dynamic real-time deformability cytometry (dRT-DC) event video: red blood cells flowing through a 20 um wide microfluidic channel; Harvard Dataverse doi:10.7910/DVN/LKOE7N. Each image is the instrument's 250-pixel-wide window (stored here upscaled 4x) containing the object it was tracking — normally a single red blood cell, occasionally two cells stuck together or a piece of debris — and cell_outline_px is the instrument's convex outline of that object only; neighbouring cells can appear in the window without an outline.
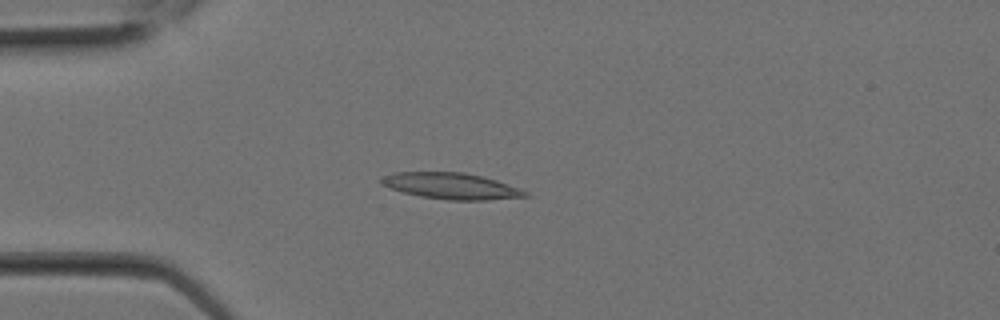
{"species": "Egyptian fruit bat (a non-hibernating species)", "species_latin": "Rousettus aegyptiacus", "temperature_condition": "room temperature", "stored_images_in_passage": 10, "camera_frame_rate_fps": 3000, "um_per_image_px": 0.085, "animal": {"sex": "female"}, "frame": {"image": 1, "passage_image": 6, "time_ms": 1.667, "image_size_px": [1000, 320], "cell_outline_px": [[532, 196], [488, 200], [448, 200], [420, 196], [404, 192], [380, 184], [380, 176], [392, 172], [464, 172], [496, 180], [528, 192]], "centroid_in_image_um": [38.33, 15.81], "position_along_channel_um": 46.7, "area_um2": 21.96}}
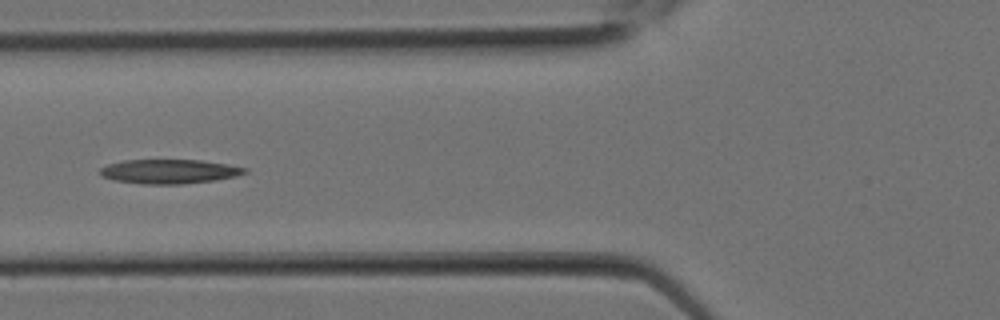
{"frame": {"image": 2, "passage_image": 9, "time_ms": 2.667, "image_size_px": [1000, 320], "cell_outline_px": [[248, 172], [236, 176], [216, 180], [180, 184], [140, 184], [112, 180], [100, 176], [100, 168], [108, 164], [124, 160], [200, 160], [228, 164], [248, 168]], "centroid_in_image_um": [14.38, 14.58], "position_along_channel_um": 111.4, "area_um2": 20.63}}